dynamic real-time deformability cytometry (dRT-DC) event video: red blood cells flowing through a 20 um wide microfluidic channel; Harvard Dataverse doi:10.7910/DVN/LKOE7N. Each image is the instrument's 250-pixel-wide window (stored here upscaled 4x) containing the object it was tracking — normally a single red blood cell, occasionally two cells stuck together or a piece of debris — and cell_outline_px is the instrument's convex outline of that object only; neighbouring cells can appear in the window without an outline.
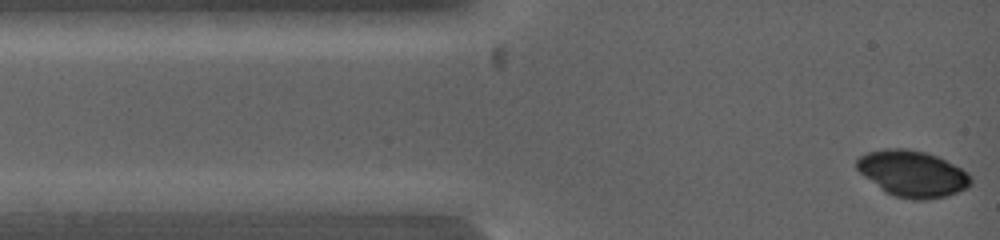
{"species": "common noctule bat (a hibernating species)", "species_latin": "Nyctalus noctula", "temperature_condition": "warm", "stored_images_in_passage": 3, "camera_frame_rate_fps": 5000, "um_per_image_px": 0.085, "animal": {"sex": "female", "body_mass_g": 19.0, "forearm_length_mm": 53.3}, "frame": {"image": 1, "passage_image": 1, "time_ms": 0.0, "image_size_px": [1000, 240], "cell_outline_px": [[972, 184], [968, 188], [948, 196], [928, 200], [912, 200], [896, 196], [884, 192], [864, 176], [856, 168], [856, 160], [860, 156], [868, 152], [884, 148], [908, 148], [924, 152], [936, 156], [968, 172], [972, 176]], "centroid_in_image_um": [77.57, 14.77], "position_along_channel_um": 7.4, "area_um2": 30.98}}